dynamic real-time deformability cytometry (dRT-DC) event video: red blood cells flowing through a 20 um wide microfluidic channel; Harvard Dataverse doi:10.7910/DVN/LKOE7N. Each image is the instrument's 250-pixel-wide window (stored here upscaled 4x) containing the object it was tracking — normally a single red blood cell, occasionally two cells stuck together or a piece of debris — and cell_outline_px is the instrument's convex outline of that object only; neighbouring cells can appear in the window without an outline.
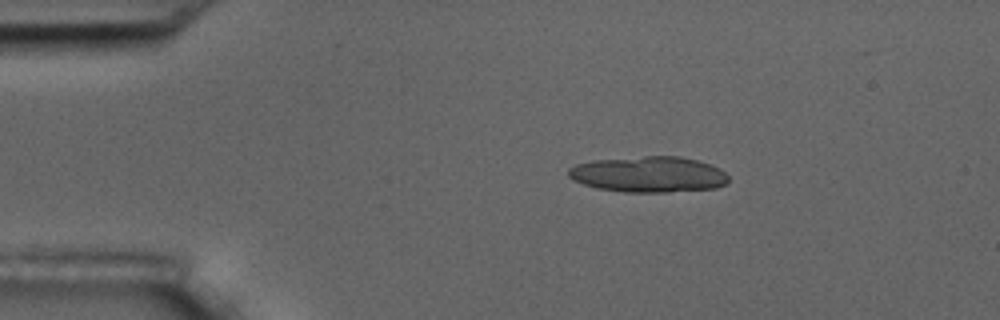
{"species": "common noctule bat (a hibernating species)", "species_latin": "Nyctalus noctula", "temperature_condition": "room temperature", "stored_images_in_passage": 6, "camera_frame_rate_fps": 3000, "um_per_image_px": 0.085, "animal": {"sex": "male", "body_mass_g": 17.5, "forearm_length_mm": 52.3}, "frame": {"image": 1, "passage_image": 2, "time_ms": 1.333, "image_size_px": [1000, 320], "cell_outline_px": [[728, 180], [724, 184], [716, 188], [668, 192], [624, 192], [596, 188], [572, 180], [568, 176], [568, 168], [576, 164], [592, 160], [644, 156], [680, 156], [696, 160], [720, 168], [728, 176]], "centroid_in_image_um": [55.1, 14.82], "position_along_channel_um": 29.9, "area_um2": 33.52}}